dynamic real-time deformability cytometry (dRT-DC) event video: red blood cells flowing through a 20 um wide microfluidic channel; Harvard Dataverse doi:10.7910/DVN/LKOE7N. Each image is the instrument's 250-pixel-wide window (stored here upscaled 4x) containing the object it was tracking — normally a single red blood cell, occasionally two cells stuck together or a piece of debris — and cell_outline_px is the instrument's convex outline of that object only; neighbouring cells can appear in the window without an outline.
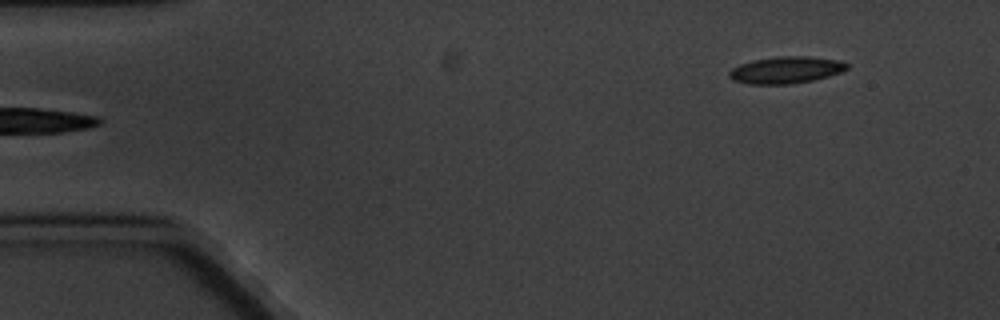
{"species": "common noctule bat (a hibernating species)", "species_latin": "Nyctalus noctula", "temperature_condition": "cold", "stored_images_in_passage": 6, "segment_of_instrument_passage": [2, 2], "camera_frame_rate_fps": 3000, "um_per_image_px": 0.085, "animal": {"sex": "male", "body_mass_g": 20.1, "forearm_length_mm": 53.5}, "frame": {"image": 1, "passage_image": 6, "time_ms": 5.667, "image_size_px": [1000, 320], "cell_outline_px": [[848, 68], [840, 72], [828, 76], [812, 80], [788, 84], [748, 84], [732, 80], [728, 76], [728, 72], [732, 68], [740, 64], [752, 60], [780, 56], [808, 56], [840, 60], [848, 64]], "centroid_in_image_um": [66.78, 5.94], "position_along_channel_um": 18.2, "area_um2": 18.44}}